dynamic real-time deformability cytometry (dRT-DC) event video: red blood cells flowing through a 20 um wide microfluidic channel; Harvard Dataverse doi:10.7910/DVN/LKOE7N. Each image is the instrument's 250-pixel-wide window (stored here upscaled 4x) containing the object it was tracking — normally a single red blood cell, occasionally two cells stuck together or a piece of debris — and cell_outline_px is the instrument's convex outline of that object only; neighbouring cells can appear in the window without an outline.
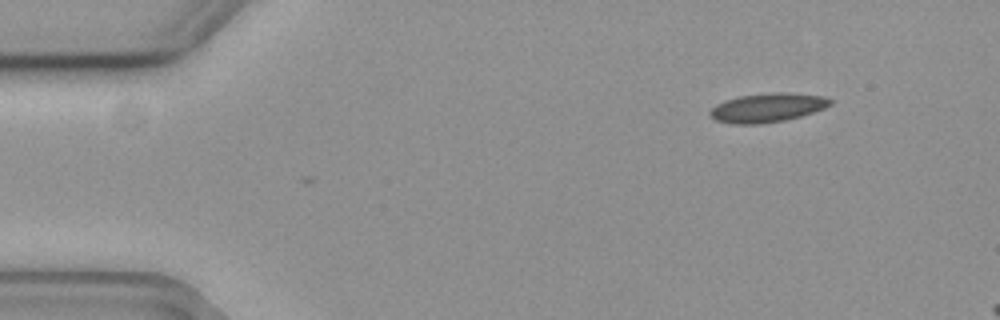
{"species": "common noctule bat (a hibernating species)", "species_latin": "Nyctalus noctula", "temperature_condition": "cold", "stored_images_in_passage": 3, "camera_frame_rate_fps": 3000, "um_per_image_px": 0.085, "animal": {"sex": "female", "body_mass_g": 19.3, "forearm_length_mm": 54.1}, "frame": {"image": 1, "passage_image": 1, "time_ms": 0.0, "image_size_px": [1000, 320], "cell_outline_px": [[832, 104], [824, 108], [800, 116], [784, 120], [760, 124], [732, 124], [716, 120], [708, 116], [708, 112], [716, 104], [724, 100], [740, 96], [772, 92], [788, 92], [824, 96], [832, 100]], "centroid_in_image_um": [65.2, 9.15], "position_along_channel_um": 19.8, "area_um2": 20.4}}